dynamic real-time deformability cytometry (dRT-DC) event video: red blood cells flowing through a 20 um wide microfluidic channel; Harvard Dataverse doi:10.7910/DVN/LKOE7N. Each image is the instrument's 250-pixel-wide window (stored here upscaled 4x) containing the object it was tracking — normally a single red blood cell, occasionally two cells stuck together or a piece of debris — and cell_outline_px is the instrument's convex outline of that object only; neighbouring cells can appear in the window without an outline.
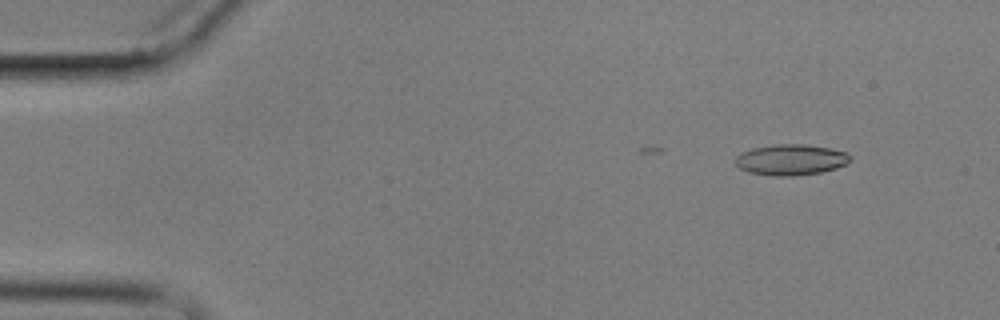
{"species": "common noctule bat (a hibernating species)", "species_latin": "Nyctalus noctula", "temperature_condition": "cold", "stored_images_in_passage": 3, "camera_frame_rate_fps": 3000, "um_per_image_px": 0.085, "animal": {"sex": "male", "body_mass_g": 17.9}, "frame": {"image": 1, "passage_image": 1, "time_ms": 0.0, "image_size_px": [1000, 320], "cell_outline_px": [[852, 160], [836, 168], [820, 172], [796, 176], [772, 176], [748, 172], [740, 168], [736, 164], [736, 156], [740, 152], [752, 148], [772, 144], [804, 144], [832, 148], [848, 152], [852, 156]], "centroid_in_image_um": [67.24, 13.57], "position_along_channel_um": 17.8, "area_um2": 20.92}}